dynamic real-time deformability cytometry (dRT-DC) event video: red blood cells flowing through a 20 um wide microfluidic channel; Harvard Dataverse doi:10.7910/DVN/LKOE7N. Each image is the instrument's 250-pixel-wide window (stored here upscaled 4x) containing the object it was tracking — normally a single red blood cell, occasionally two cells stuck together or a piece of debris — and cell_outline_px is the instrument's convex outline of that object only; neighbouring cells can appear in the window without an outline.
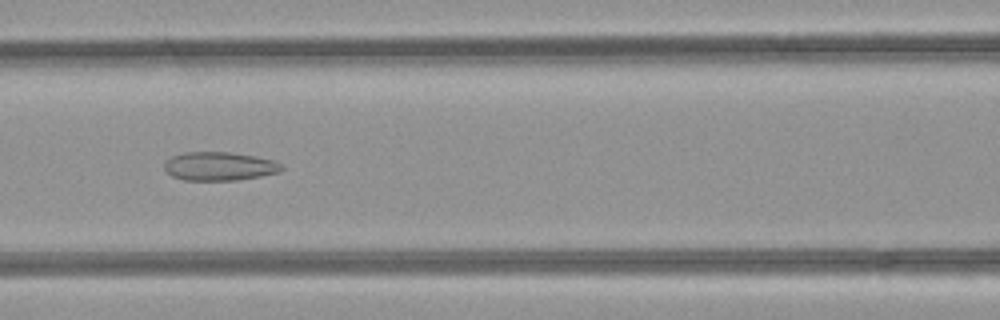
{"species": "common noctule bat (a hibernating species)", "species_latin": "Nyctalus noctula", "temperature_condition": "room temperature", "stored_images_in_passage": 49, "camera_frame_rate_fps": 3000, "um_per_image_px": 0.085, "animal": {"sex": "female", "body_mass_g": 21.9}, "frame": {"image": 1, "passage_image": 21, "time_ms": 6.667, "image_size_px": [1000, 320], "cell_outline_px": [[284, 168], [280, 172], [260, 176], [236, 180], [184, 180], [172, 176], [164, 168], [164, 164], [172, 156], [184, 152], [232, 152], [256, 156], [272, 160], [280, 164]], "centroid_in_image_um": [18.65, 14.13], "position_along_channel_um": 147.9, "area_um2": 19.48}}
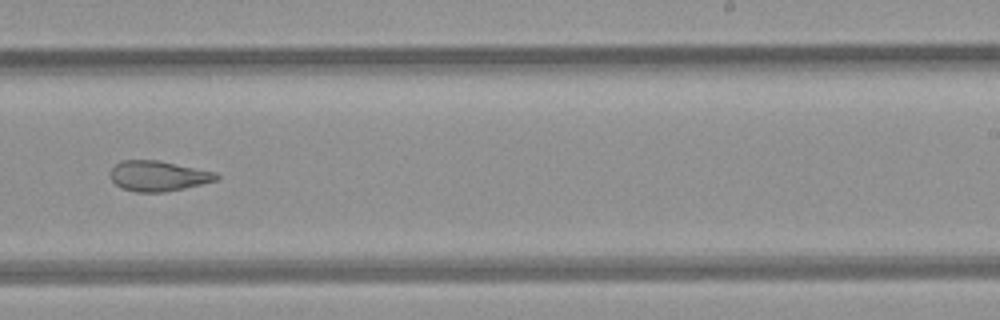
{"frame": {"image": 2, "passage_image": 30, "time_ms": 9.667, "image_size_px": [1000, 320], "cell_outline_px": [[220, 176], [216, 180], [184, 188], [164, 192], [136, 192], [120, 188], [108, 176], [108, 172], [120, 160], [156, 160], [216, 172]], "centroid_in_image_um": [13.39, 14.96], "position_along_channel_um": 275.6, "area_um2": 18.73}}
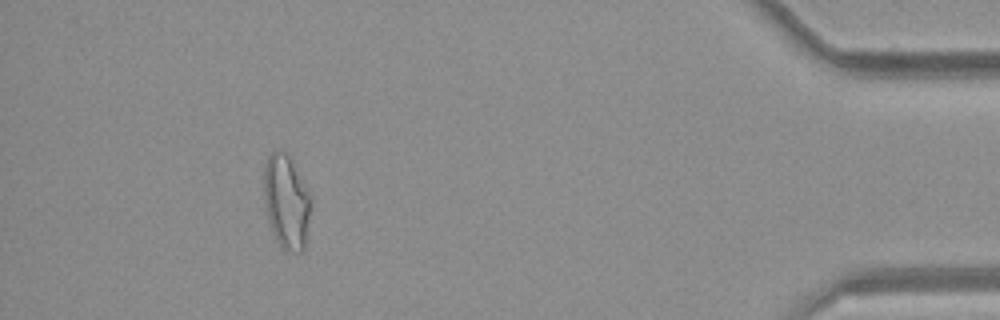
{"frame": {"image": 3, "passage_image": 44, "time_ms": 14.333, "image_size_px": [1000, 320], "cell_outline_px": [[312, 200], [304, 248], [300, 252], [296, 252], [280, 248], [272, 232], [264, 208], [264, 168], [268, 156], [272, 152], [280, 148], [288, 152], [312, 196]], "centroid_in_image_um": [24.34, 17.11], "position_along_channel_um": 410.9, "area_um2": 26.3}, "authors_computed_cell_mechanics": {"area_um2": 23.5824, "velocity_mm_per_s": 4.2704, "shape_relaxation_time_tau1_ms": null, "shape_relaxation_time_tau2_ms": 2.0752, "deformation_change_tau1": null, "deformation_change_tau2": 0.1041}}